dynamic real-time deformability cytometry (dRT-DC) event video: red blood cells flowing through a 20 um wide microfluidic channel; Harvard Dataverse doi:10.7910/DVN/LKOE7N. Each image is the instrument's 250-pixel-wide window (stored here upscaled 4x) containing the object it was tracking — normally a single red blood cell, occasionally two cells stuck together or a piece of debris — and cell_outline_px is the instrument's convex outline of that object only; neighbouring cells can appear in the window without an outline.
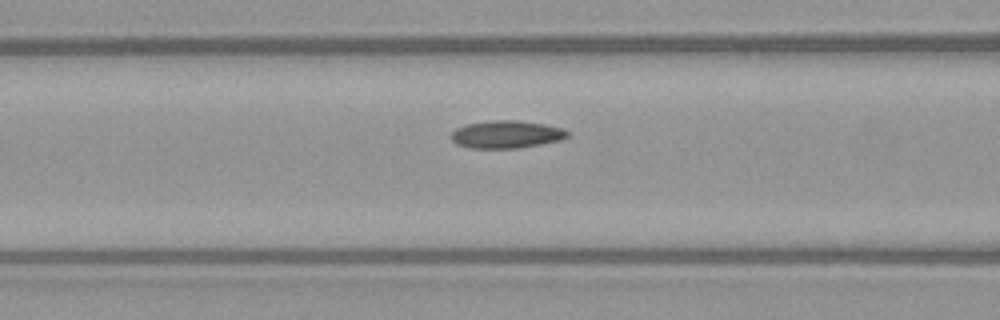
{"species": "common noctule bat (a hibernating species)", "species_latin": "Nyctalus noctula", "temperature_condition": "warm", "stored_images_in_passage": 6, "camera_frame_rate_fps": 3000, "um_per_image_px": 0.085, "animal": {"sex": "female", "body_mass_g": 21.9}, "frame": {"image": 1, "passage_image": 6, "time_ms": 6.333, "image_size_px": [1000, 320], "cell_outline_px": [[568, 136], [560, 140], [520, 148], [468, 148], [456, 144], [452, 140], [452, 132], [456, 128], [468, 124], [492, 120], [516, 120], [544, 124], [560, 128], [568, 132]], "centroid_in_image_um": [43.02, 11.43], "position_along_channel_um": 123.6, "area_um2": 18.55}}